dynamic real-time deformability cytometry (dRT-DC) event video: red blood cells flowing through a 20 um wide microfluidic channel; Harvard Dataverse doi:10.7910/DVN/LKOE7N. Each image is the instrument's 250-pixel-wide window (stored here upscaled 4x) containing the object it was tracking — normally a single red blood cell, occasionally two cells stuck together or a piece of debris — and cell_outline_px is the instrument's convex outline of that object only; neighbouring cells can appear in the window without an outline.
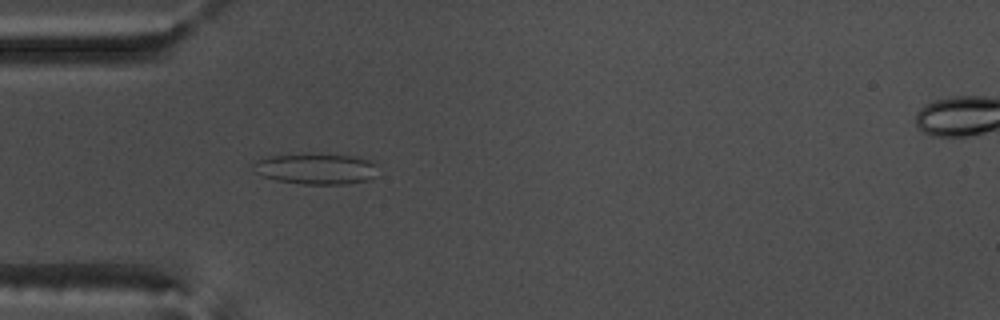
{"species": "common noctule bat (a hibernating species)", "species_latin": "Nyctalus noctula", "temperature_condition": "warm", "stored_images_in_passage": 54, "camera_frame_rate_fps": 3000, "um_per_image_px": 0.085, "animal": {"sex": "male", "body_mass_g": 17.5, "forearm_length_mm": 52.3}, "frame": {"image": 1, "passage_image": 16, "time_ms": 5.0, "image_size_px": [1000, 320], "cell_outline_px": [[380, 176], [368, 180], [348, 184], [304, 184], [276, 180], [264, 176], [256, 172], [252, 164], [256, 160], [268, 156], [308, 152], [320, 152], [352, 156], [368, 160], [376, 164]], "centroid_in_image_um": [26.91, 14.32], "position_along_channel_um": 58.1, "area_um2": 23.18}}
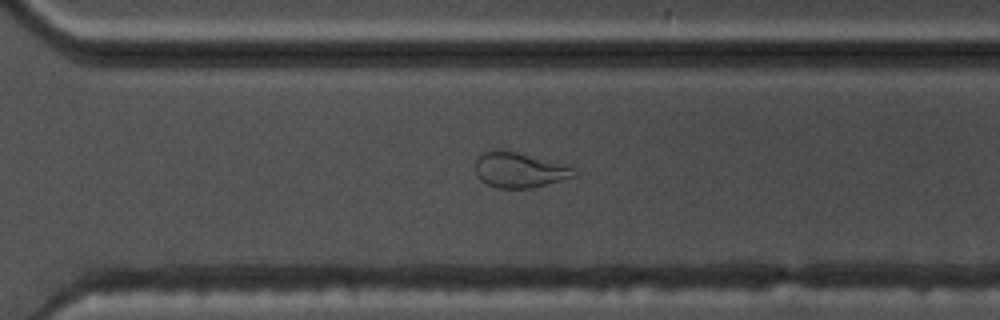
{"frame": {"image": 2, "passage_image": 38, "time_ms": 12.333, "image_size_px": [1000, 320], "cell_outline_px": [[576, 176], [532, 188], [496, 188], [480, 180], [476, 172], [476, 160], [484, 152], [516, 152], [568, 164], [572, 168]], "centroid_in_image_um": [44.19, 14.48], "position_along_channel_um": 326.4, "area_um2": 19.83}}
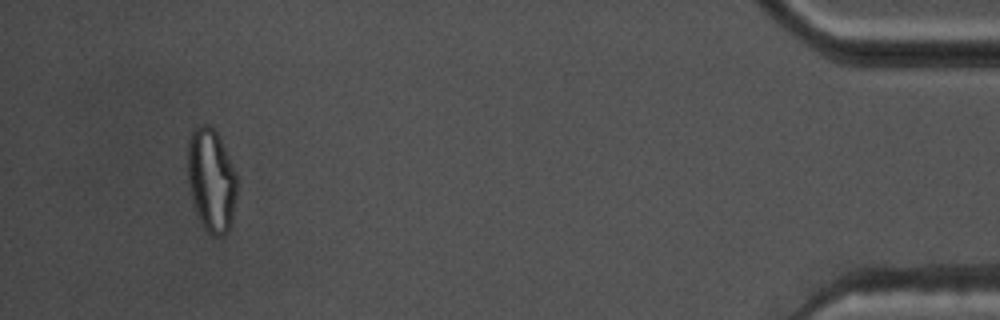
{"frame": {"image": 3, "passage_image": 51, "time_ms": 16.667, "image_size_px": [1000, 320], "cell_outline_px": [[236, 196], [232, 220], [228, 232], [224, 236], [212, 236], [204, 228], [200, 220], [192, 196], [188, 180], [188, 136], [192, 128], [204, 124], [208, 124], [216, 132], [224, 148], [236, 176]], "centroid_in_image_um": [17.95, 15.32], "position_along_channel_um": 417.2, "area_um2": 29.25}, "authors_computed_cell_mechanics": {"area_um2": 23.1778, "velocity_mm_per_s": 3.7157, "shape_relaxation_time_tau1_ms": null, "shape_relaxation_time_tau2_ms": 1.5718, "deformation_change_tau1": null, "deformation_change_tau2": 0.0724}}